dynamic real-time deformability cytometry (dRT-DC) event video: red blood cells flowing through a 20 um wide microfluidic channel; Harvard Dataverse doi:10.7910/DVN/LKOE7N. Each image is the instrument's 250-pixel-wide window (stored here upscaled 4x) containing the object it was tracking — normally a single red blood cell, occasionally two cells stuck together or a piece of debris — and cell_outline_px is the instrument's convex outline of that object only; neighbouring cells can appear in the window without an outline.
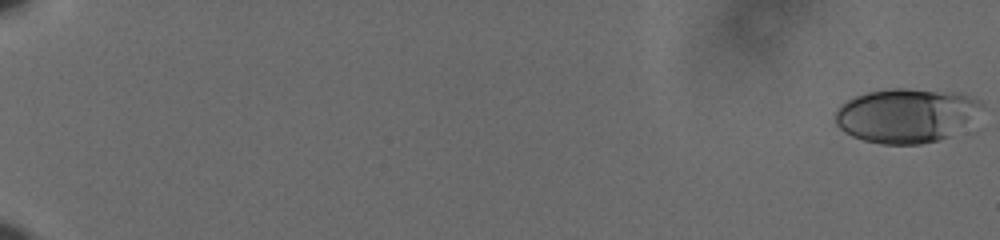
{"species": "human", "species_latin": "Homo sapiens", "temperature_condition": "cold", "stored_images_in_passage": 61, "camera_frame_rate_fps": 3000, "um_per_image_px": 0.085, "donor": {"sex": "male"}, "frame": {"image": 1, "passage_image": 1, "time_ms": 0.0, "image_size_px": [1000, 240], "cell_outline_px": [[984, 104], [948, 136], [940, 140], [920, 144], [880, 144], [864, 140], [852, 136], [844, 132], [836, 124], [836, 108], [840, 104], [856, 96], [868, 92], [892, 88], [904, 88], [960, 92], [980, 100]], "centroid_in_image_um": [76.94, 9.79], "position_along_channel_um": 8.1, "area_um2": 45.6}}
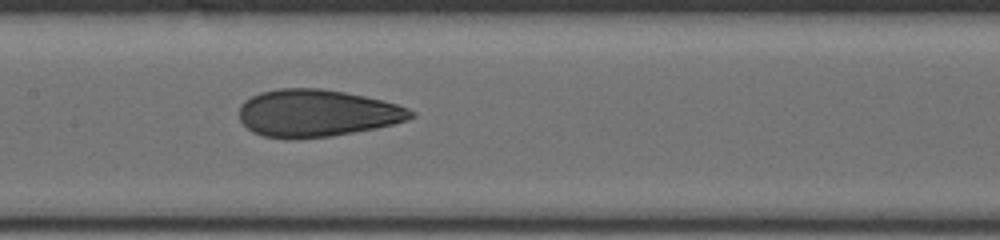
{"frame": {"image": 2, "passage_image": 34, "time_ms": 11.0, "image_size_px": [1000, 240], "cell_outline_px": [[416, 116], [408, 120], [376, 128], [332, 136], [296, 140], [264, 136], [252, 132], [240, 120], [240, 104], [244, 100], [260, 92], [280, 88], [320, 88], [344, 92], [364, 96], [396, 104], [408, 108], [416, 112]], "centroid_in_image_um": [26.93, 9.63], "position_along_channel_um": 180.5, "area_um2": 47.45}}
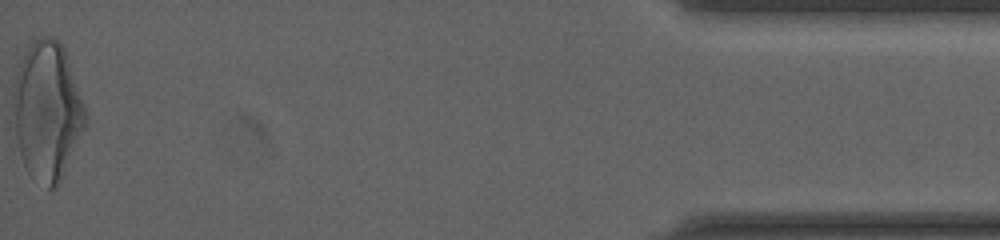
{"frame": {"image": 3, "passage_image": 61, "time_ms": 20.0, "image_size_px": [1000, 240], "cell_outline_px": [[84, 128], [60, 184], [56, 188], [48, 188], [28, 172], [24, 164], [20, 152], [16, 136], [12, 100], [12, 88], [16, 72], [32, 40], [44, 36], [52, 36], [64, 48], [84, 104]], "centroid_in_image_um": [3.99, 9.42], "position_along_channel_um": 431.2, "area_um2": 57.51}, "authors_computed_cell_mechanics": {"area_um2": 46.0666, "velocity_mm_per_s": 3.6369, "shape_relaxation_time_tau1_ms": 7.1737, "shape_relaxation_time_tau2_ms": 1.2952, "deformation_change_tau1": 0.194, "deformation_change_tau2": 0.0785}}